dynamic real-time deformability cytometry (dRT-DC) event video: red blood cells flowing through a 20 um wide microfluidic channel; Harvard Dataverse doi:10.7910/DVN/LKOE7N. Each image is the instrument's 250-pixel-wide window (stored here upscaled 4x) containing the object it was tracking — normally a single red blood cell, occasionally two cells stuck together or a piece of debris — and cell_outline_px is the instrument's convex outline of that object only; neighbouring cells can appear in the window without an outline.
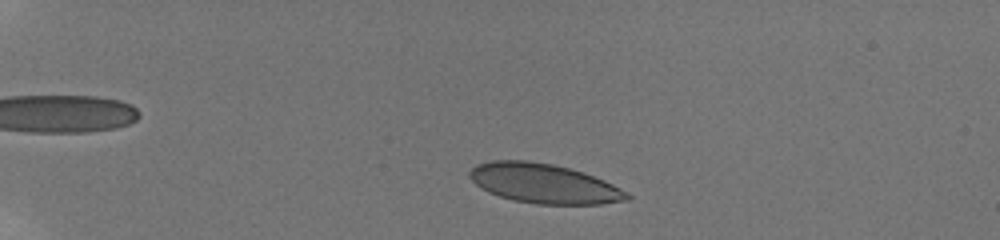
{"species": "human", "species_latin": "Homo sapiens", "temperature_condition": "room temperature", "stored_images_in_passage": 14, "camera_frame_rate_fps": 3000, "um_per_image_px": 0.085, "donor": {"sex": "male"}, "frame": {"image": 1, "passage_image": 3, "time_ms": 1.0, "image_size_px": [1000, 240], "cell_outline_px": [[632, 196], [628, 200], [600, 204], [536, 204], [512, 200], [488, 192], [480, 188], [468, 176], [468, 172], [476, 164], [492, 160], [528, 160], [552, 164], [584, 172], [604, 180], [620, 188]], "centroid_in_image_um": [46.21, 15.59], "position_along_channel_um": 38.8, "area_um2": 36.36}}
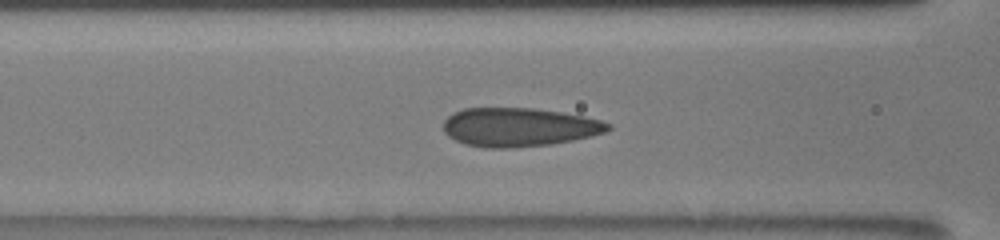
{"frame": {"image": 2, "passage_image": 10, "time_ms": 5.333, "image_size_px": [1000, 240], "cell_outline_px": [[612, 128], [604, 132], [572, 140], [552, 144], [512, 148], [484, 148], [464, 144], [448, 136], [444, 132], [444, 120], [452, 112], [464, 108], [532, 108], [560, 112], [584, 116], [600, 120], [612, 124]], "centroid_in_image_um": [44.08, 10.81], "position_along_channel_um": 122.5, "area_um2": 37.22}}
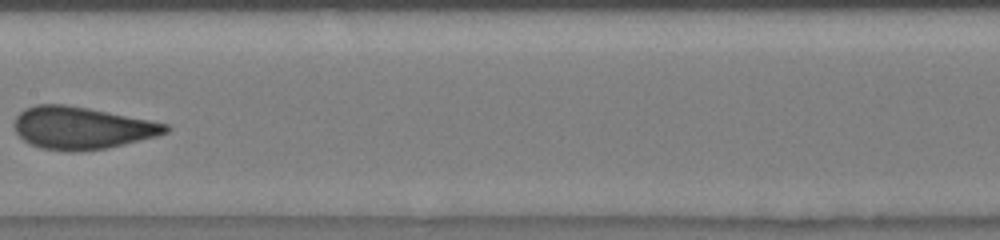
{"frame": {"image": 3, "passage_image": 13, "time_ms": 7.333, "image_size_px": [1000, 240], "cell_outline_px": [[172, 128], [168, 132], [156, 136], [108, 148], [72, 152], [68, 152], [40, 148], [24, 140], [16, 132], [12, 124], [16, 116], [24, 108], [36, 104], [64, 104], [88, 108], [168, 124]], "centroid_in_image_um": [6.91, 10.87], "position_along_channel_um": 200.5, "area_um2": 37.34}}